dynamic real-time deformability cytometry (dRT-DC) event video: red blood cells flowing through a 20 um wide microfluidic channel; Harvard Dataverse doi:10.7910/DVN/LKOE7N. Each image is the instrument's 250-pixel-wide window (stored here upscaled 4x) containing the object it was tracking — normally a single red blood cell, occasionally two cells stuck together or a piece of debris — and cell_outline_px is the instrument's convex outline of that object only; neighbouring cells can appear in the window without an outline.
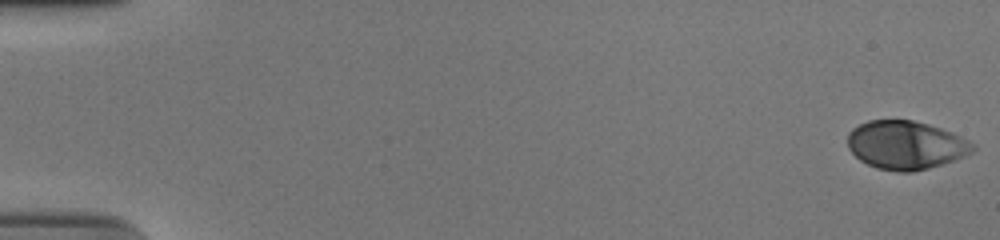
{"species": "human", "species_latin": "Homo sapiens", "temperature_condition": "cold", "stored_images_in_passage": 56, "camera_frame_rate_fps": 3000, "um_per_image_px": 0.085, "donor": {"sex": "male"}, "frame": {"image": 1, "passage_image": 1, "time_ms": 0.0, "image_size_px": [1000, 240], "cell_outline_px": [[976, 148], [972, 152], [964, 156], [928, 168], [912, 172], [896, 172], [876, 168], [860, 160], [848, 148], [848, 132], [852, 128], [868, 120], [912, 120], [928, 124], [952, 132], [976, 144]], "centroid_in_image_um": [76.98, 12.33], "position_along_channel_um": 8.0, "area_um2": 35.32}}
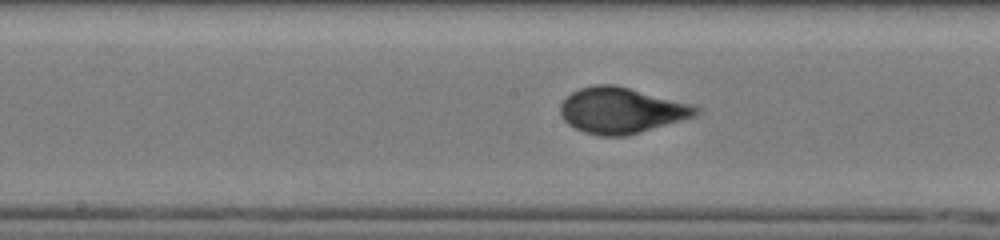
{"frame": {"image": 2, "passage_image": 30, "time_ms": 9.667, "image_size_px": [1000, 240], "cell_outline_px": [[704, 108], [696, 116], [640, 132], [624, 136], [600, 136], [584, 132], [568, 124], [564, 120], [560, 112], [560, 104], [572, 92], [580, 88], [596, 84], [612, 84], [696, 104]], "centroid_in_image_um": [52.87, 9.38], "position_along_channel_um": 195.3, "area_um2": 36.36}}
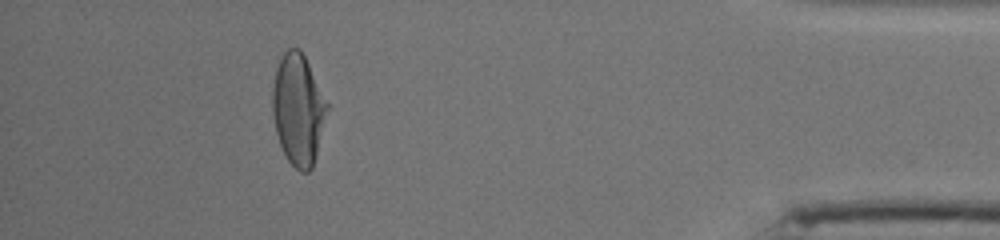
{"frame": {"image": 3, "passage_image": 51, "time_ms": 16.667, "image_size_px": [1000, 240], "cell_outline_px": [[328, 108], [312, 168], [308, 172], [300, 172], [288, 160], [280, 144], [276, 132], [272, 112], [272, 88], [276, 68], [284, 52], [288, 48], [300, 48], [328, 104]], "centroid_in_image_um": [25.32, 9.3], "position_along_channel_um": 409.9, "area_um2": 34.8}, "authors_computed_cell_mechanics": {"area_um2": 35.2002, "velocity_mm_per_s": 3.7383, "shape_relaxation_time_tau1_ms": 3.9336, "shape_relaxation_time_tau2_ms": null, "deformation_change_tau1": 0.1948, "deformation_change_tau2": null}}